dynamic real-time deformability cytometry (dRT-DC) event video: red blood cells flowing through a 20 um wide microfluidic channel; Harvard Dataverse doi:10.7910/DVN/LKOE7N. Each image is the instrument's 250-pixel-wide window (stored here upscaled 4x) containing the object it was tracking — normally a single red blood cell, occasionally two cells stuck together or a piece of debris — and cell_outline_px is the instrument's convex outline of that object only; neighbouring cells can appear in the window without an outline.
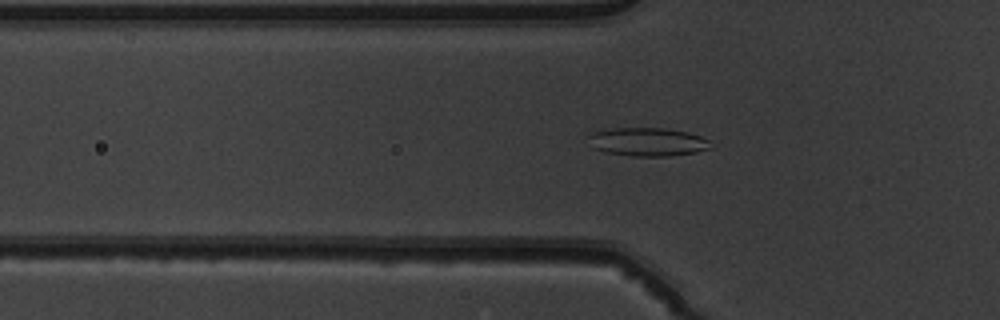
{"species": "common noctule bat (a hibernating species)", "species_latin": "Nyctalus noctula", "temperature_condition": "warm", "stored_images_in_passage": 34, "camera_frame_rate_fps": 3000, "um_per_image_px": 0.085, "animal": {"sex": "male", "body_mass_g": 19.5, "forearm_length_mm": 54.6}, "frame": {"image": 1, "passage_image": 3, "time_ms": 0.667, "image_size_px": [1000, 320], "cell_outline_px": [[712, 148], [696, 152], [668, 156], [632, 156], [604, 152], [592, 148], [588, 136], [592, 132], [612, 128], [664, 128], [688, 132], [700, 136], [708, 140]], "centroid_in_image_um": [55.02, 12.06], "position_along_channel_um": 70.8, "area_um2": 20.29}}
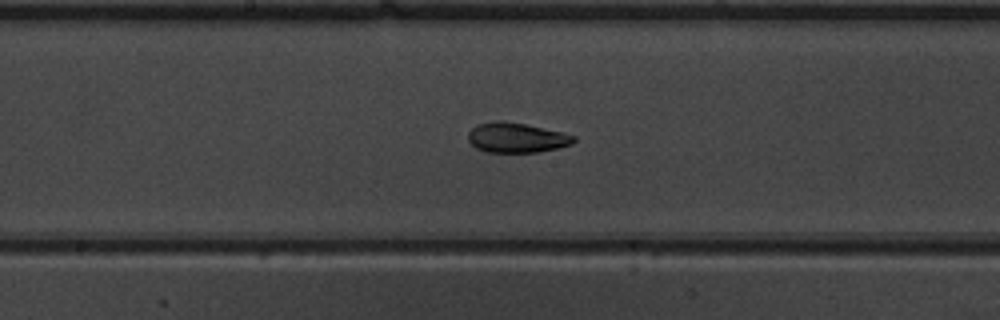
{"frame": {"image": 2, "passage_image": 13, "time_ms": 4.0, "image_size_px": [1000, 320], "cell_outline_px": [[576, 140], [572, 144], [540, 152], [484, 152], [476, 148], [468, 140], [468, 132], [476, 124], [496, 120], [504, 120], [524, 124], [560, 132], [576, 136]], "centroid_in_image_um": [43.86, 11.7], "position_along_channel_um": 204.3, "area_um2": 18.44}}
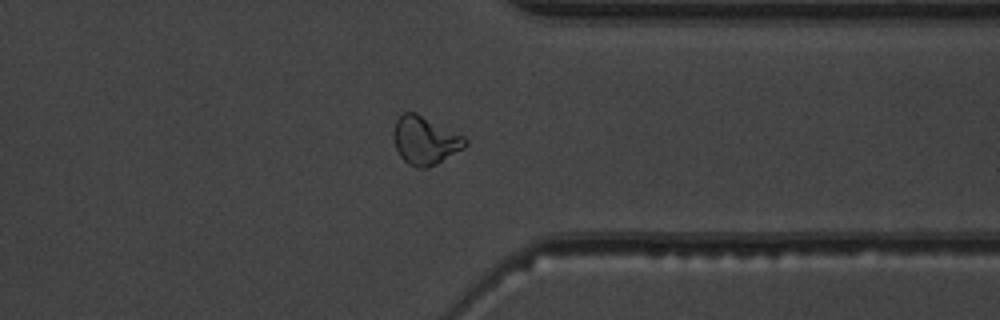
{"frame": {"image": 3, "passage_image": 26, "time_ms": 8.333, "image_size_px": [1000, 320], "cell_outline_px": [[468, 144], [464, 148], [436, 164], [424, 168], [416, 168], [408, 164], [400, 156], [396, 148], [396, 120], [404, 112], [416, 112], [464, 136], [468, 140]], "centroid_in_image_um": [36.18, 11.95], "position_along_channel_um": 375.2, "area_um2": 19.71}}